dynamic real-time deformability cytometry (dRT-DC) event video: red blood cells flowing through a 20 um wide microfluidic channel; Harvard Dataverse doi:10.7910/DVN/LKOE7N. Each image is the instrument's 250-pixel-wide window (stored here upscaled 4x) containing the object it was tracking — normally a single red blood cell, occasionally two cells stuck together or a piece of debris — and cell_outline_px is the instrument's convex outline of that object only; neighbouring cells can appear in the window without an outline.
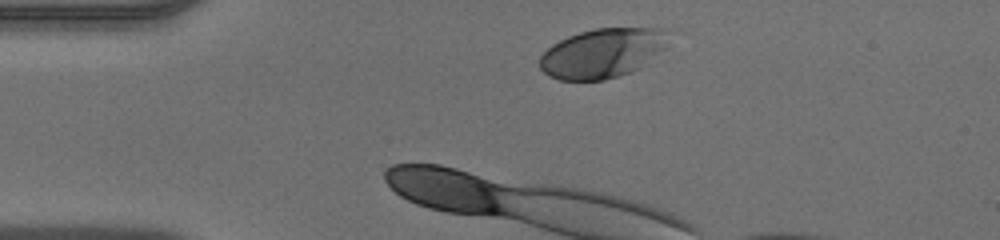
{"species": "human", "species_latin": "Homo sapiens", "temperature_condition": "warm", "stored_images_in_passage": 29, "camera_frame_rate_fps": 3000, "um_per_image_px": 0.085, "donor": {"sex": "male"}, "frame": {"image": 1, "passage_image": 1, "time_ms": 0.0, "image_size_px": [1000, 240], "cell_outline_px": [[668, 48], [640, 68], [632, 72], [620, 76], [604, 80], [560, 80], [548, 76], [540, 68], [540, 56], [552, 44], [568, 36], [580, 32], [596, 28], [668, 28]], "centroid_in_image_um": [51.26, 4.51], "position_along_channel_um": 33.7, "area_um2": 37.63}}
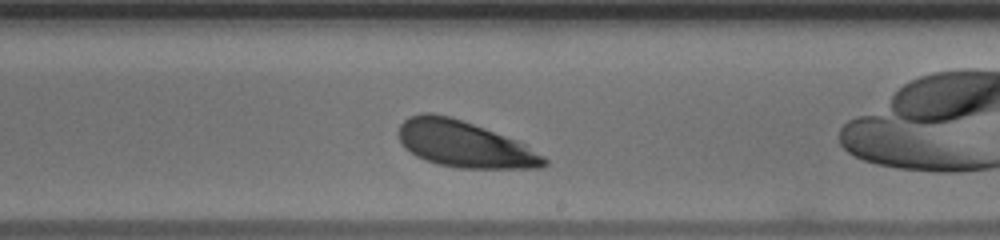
{"frame": {"image": 2, "passage_image": 17, "time_ms": 5.333, "image_size_px": [1000, 240], "cell_outline_px": [[548, 164], [544, 168], [460, 168], [440, 164], [416, 156], [404, 148], [400, 140], [400, 124], [408, 116], [420, 112], [432, 112], [448, 116], [484, 128], [516, 140], [524, 144], [544, 156], [548, 160]], "centroid_in_image_um": [39.47, 12.25], "position_along_channel_um": 249.5, "area_um2": 38.96}}
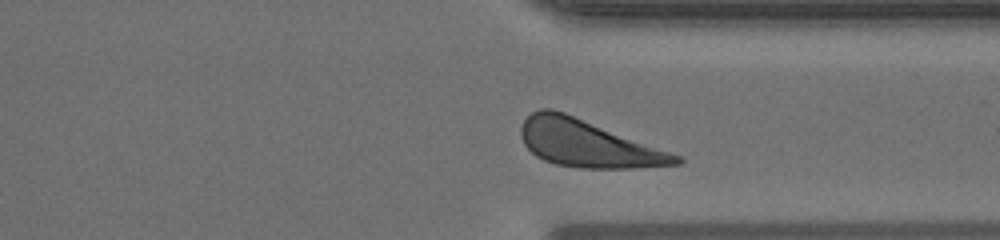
{"frame": {"image": 3, "passage_image": 25, "time_ms": 8.0, "image_size_px": [1000, 240], "cell_outline_px": [[684, 160], [680, 164], [636, 168], [576, 168], [556, 164], [544, 160], [536, 156], [524, 144], [520, 136], [520, 128], [524, 120], [532, 112], [540, 108], [552, 108], [564, 112], [680, 156]], "centroid_in_image_um": [49.91, 12.21], "position_along_channel_um": 361.5, "area_um2": 42.08}}